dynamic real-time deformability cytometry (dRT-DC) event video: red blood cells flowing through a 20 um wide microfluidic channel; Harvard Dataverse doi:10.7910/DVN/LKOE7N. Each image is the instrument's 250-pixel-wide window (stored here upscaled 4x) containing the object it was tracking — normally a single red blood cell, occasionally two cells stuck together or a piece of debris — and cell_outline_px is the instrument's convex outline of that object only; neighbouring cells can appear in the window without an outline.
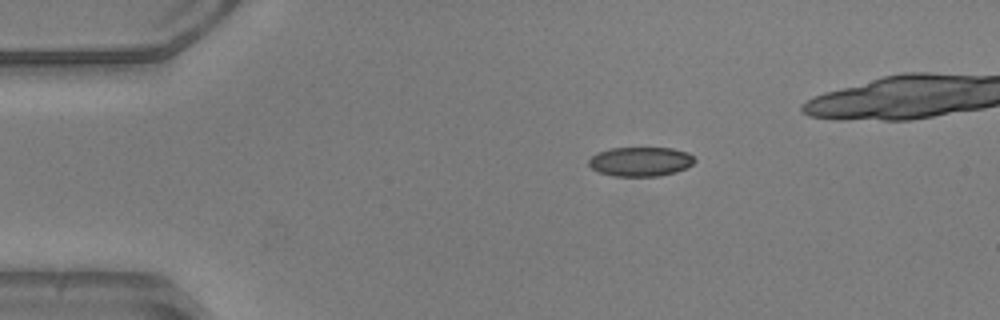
{"species": "common noctule bat (a hibernating species)", "species_latin": "Nyctalus noctula", "temperature_condition": "warm", "stored_images_in_passage": 38, "camera_frame_rate_fps": 3000, "um_per_image_px": 0.085, "animal": {"sex": "male", "body_mass_g": 20.5, "forearm_length_mm": 52.5}, "frame": {"image": 1, "passage_image": 1, "time_ms": 0.0, "image_size_px": [1000, 320], "cell_outline_px": [[696, 160], [688, 168], [676, 172], [660, 176], [612, 176], [600, 172], [592, 168], [588, 164], [588, 160], [596, 152], [608, 148], [672, 148], [688, 152]], "centroid_in_image_um": [54.44, 13.73], "position_along_channel_um": 30.6, "area_um2": 18.26}}
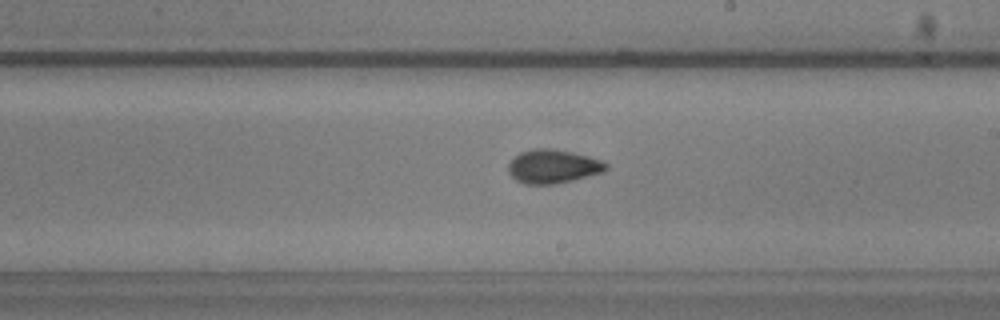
{"frame": {"image": 2, "passage_image": 21, "time_ms": 6.667, "image_size_px": [1000, 320], "cell_outline_px": [[608, 168], [604, 172], [572, 180], [552, 184], [524, 184], [516, 180], [508, 172], [508, 164], [520, 152], [532, 148], [552, 148], [572, 152], [588, 156], [600, 160], [608, 164]], "centroid_in_image_um": [47.0, 14.14], "position_along_channel_um": 242.0, "area_um2": 19.19}}
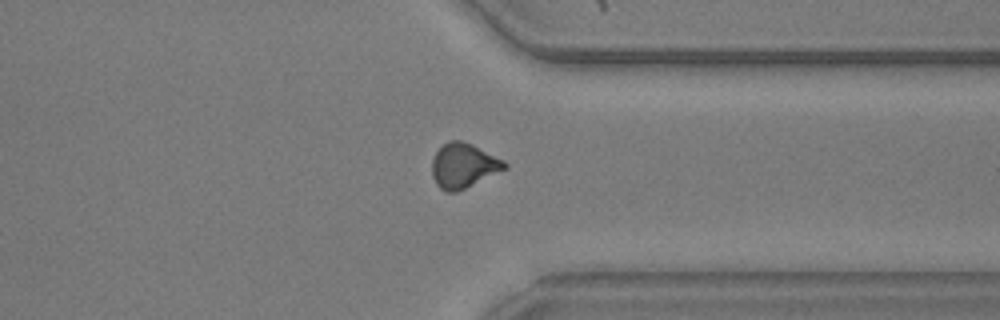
{"frame": {"image": 3, "passage_image": 31, "time_ms": 10.0, "image_size_px": [1000, 320], "cell_outline_px": [[508, 168], [456, 192], [444, 192], [436, 184], [432, 176], [432, 160], [436, 152], [448, 140], [460, 140], [472, 144], [504, 160], [508, 164]], "centroid_in_image_um": [39.39, 14.08], "position_along_channel_um": 372.0, "area_um2": 18.9}, "authors_computed_cell_mechanics": {"area_um2": 18.6983, "velocity_mm_per_s": 3.9568, "shape_relaxation_time_tau1_ms": 4.9947, "shape_relaxation_time_tau2_ms": 1.0315, "deformation_change_tau1": 0.1447, "deformation_change_tau2": 0.0557}}